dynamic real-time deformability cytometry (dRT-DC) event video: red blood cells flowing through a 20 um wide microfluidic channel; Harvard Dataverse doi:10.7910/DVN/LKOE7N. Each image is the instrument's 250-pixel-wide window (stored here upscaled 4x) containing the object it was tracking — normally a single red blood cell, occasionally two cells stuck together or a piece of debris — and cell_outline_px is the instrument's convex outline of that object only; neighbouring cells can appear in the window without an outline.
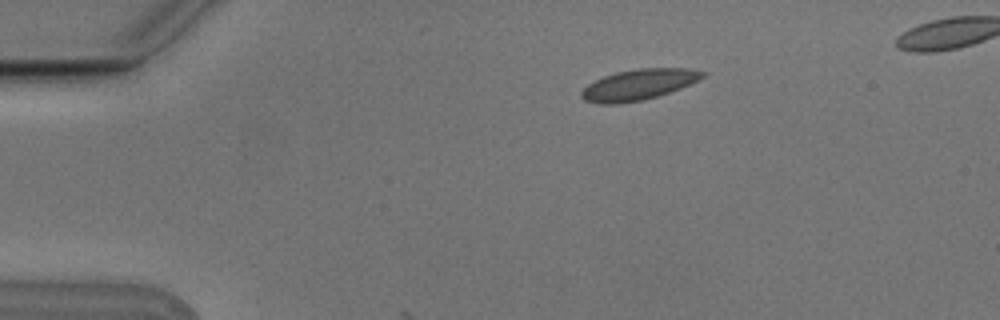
{"species": "Egyptian fruit bat (a non-hibernating species)", "species_latin": "Rousettus aegyptiacus", "temperature_condition": "cold", "stored_images_in_passage": 3, "camera_frame_rate_fps": 3000, "um_per_image_px": 0.085, "animal": {"sex": "male"}, "frame": {"image": 1, "passage_image": 1, "time_ms": 0.0, "image_size_px": [1000, 320], "cell_outline_px": [[708, 72], [704, 76], [680, 88], [644, 100], [620, 104], [600, 104], [584, 100], [580, 96], [580, 92], [588, 84], [604, 76], [616, 72], [640, 68], [688, 68]], "centroid_in_image_um": [54.25, 7.2], "position_along_channel_um": 30.8, "area_um2": 21.56}}